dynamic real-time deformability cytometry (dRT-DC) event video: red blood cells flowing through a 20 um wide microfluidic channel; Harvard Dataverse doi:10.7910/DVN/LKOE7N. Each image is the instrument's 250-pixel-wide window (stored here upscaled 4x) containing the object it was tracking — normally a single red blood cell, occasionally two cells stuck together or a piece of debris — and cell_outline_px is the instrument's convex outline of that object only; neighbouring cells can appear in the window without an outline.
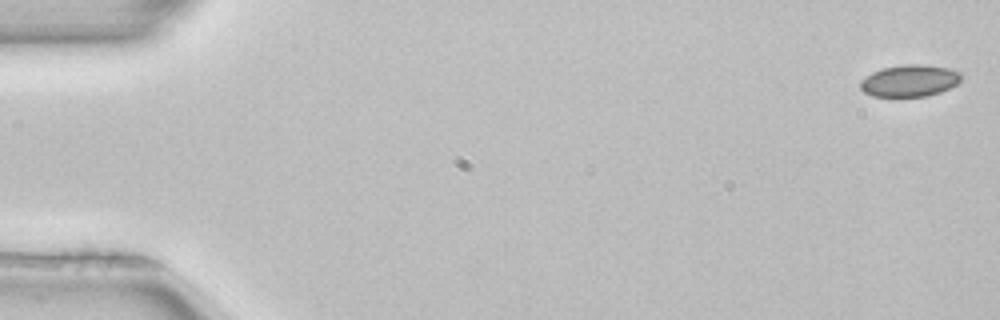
{"species": "common noctule bat (a hibernating species)", "species_latin": "Nyctalus noctula", "temperature_condition": "room temperature", "stored_images_in_passage": 52, "camera_frame_rate_fps": 3000, "um_per_image_px": 0.085, "animal": {"sex": "female", "body_mass_g": 22.7, "forearm_length_mm": 54.2}, "frame": {"image": 1, "passage_image": 1, "time_ms": 0.0, "image_size_px": [1000, 320], "cell_outline_px": [[964, 76], [956, 84], [940, 92], [924, 96], [872, 96], [864, 92], [860, 88], [860, 80], [872, 72], [884, 68], [904, 64], [924, 64], [948, 68], [960, 72]], "centroid_in_image_um": [77.32, 6.85], "position_along_channel_um": 7.7, "area_um2": 18.67}}
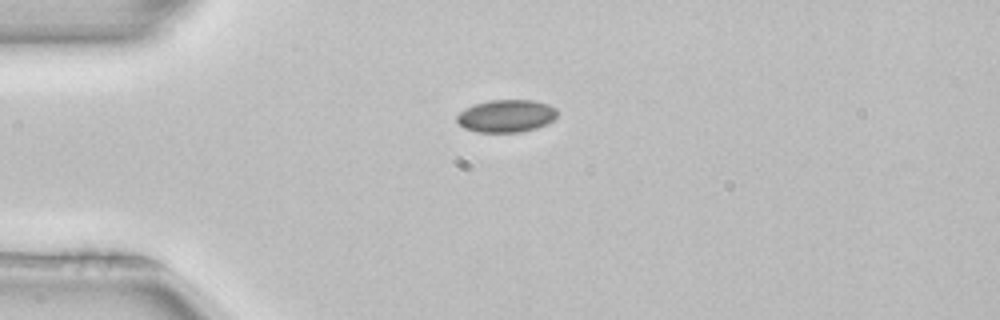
{"frame": {"image": 2, "passage_image": 13, "time_ms": 4.0, "image_size_px": [1000, 320], "cell_outline_px": [[556, 116], [552, 120], [536, 128], [520, 132], [476, 132], [464, 128], [456, 120], [456, 116], [460, 112], [476, 104], [492, 100], [532, 100], [548, 104], [556, 108]], "centroid_in_image_um": [43.03, 9.86], "position_along_channel_um": 42.0, "area_um2": 18.79}}
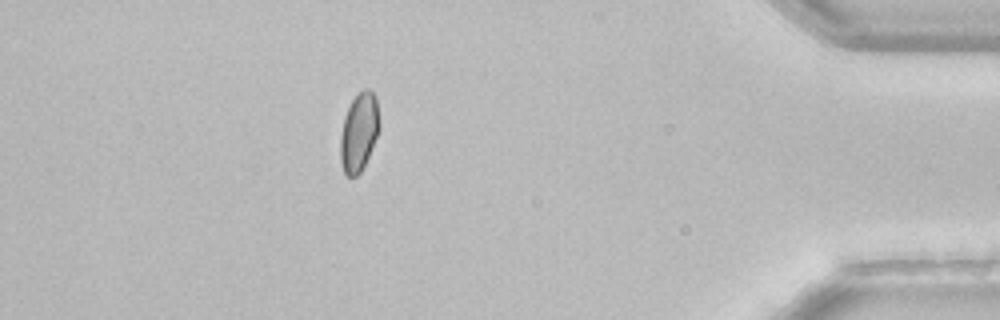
{"frame": {"image": 3, "passage_image": 46, "time_ms": 15.0, "image_size_px": [1000, 320], "cell_outline_px": [[380, 128], [368, 156], [360, 172], [356, 176], [348, 176], [344, 172], [340, 160], [340, 136], [344, 116], [352, 100], [364, 88], [368, 88], [376, 96], [380, 124]], "centroid_in_image_um": [30.51, 11.21], "position_along_channel_um": 404.7, "area_um2": 17.74}, "authors_computed_cell_mechanics": {"area_um2": 18.6694, "velocity_mm_per_s": 3.9688, "shape_relaxation_time_tau1_ms": 2.5447, "shape_relaxation_time_tau2_ms": null, "deformation_change_tau1": 0.038, "deformation_change_tau2": null}}